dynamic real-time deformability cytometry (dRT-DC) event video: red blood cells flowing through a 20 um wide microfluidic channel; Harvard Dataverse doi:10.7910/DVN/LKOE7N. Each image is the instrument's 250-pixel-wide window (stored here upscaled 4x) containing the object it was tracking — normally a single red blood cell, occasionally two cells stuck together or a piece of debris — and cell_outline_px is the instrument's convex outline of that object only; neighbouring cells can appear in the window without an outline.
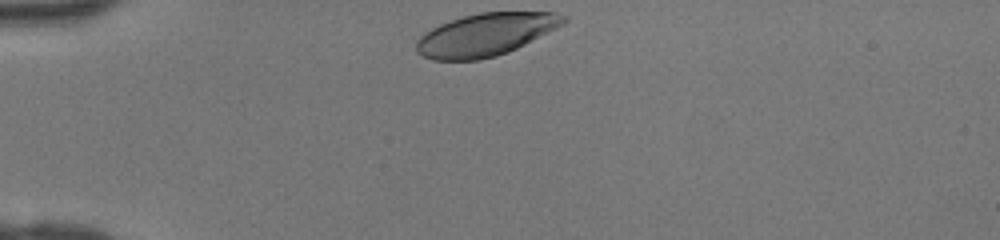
{"species": "human", "species_latin": "Homo sapiens", "temperature_condition": "room temperature", "stored_images_in_passage": 28, "camera_frame_rate_fps": 3000, "um_per_image_px": 0.085, "donor": {"sex": "female"}, "frame": {"image": 1, "passage_image": 1, "time_ms": 0.0, "image_size_px": [1000, 240], "cell_outline_px": [[568, 20], [564, 24], [508, 52], [496, 56], [480, 60], [432, 60], [420, 56], [416, 52], [416, 40], [424, 32], [440, 24], [464, 16], [480, 12], [556, 12], [568, 16]], "centroid_in_image_um": [41.26, 2.95], "position_along_channel_um": 43.7, "area_um2": 36.59}}
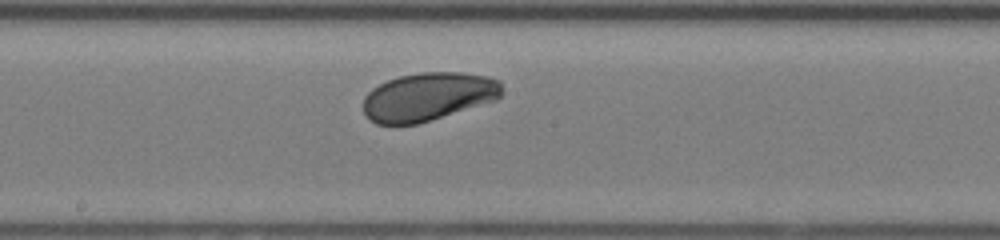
{"frame": {"image": 2, "passage_image": 15, "time_ms": 4.667, "image_size_px": [1000, 240], "cell_outline_px": [[504, 92], [496, 100], [416, 124], [376, 124], [364, 116], [364, 96], [372, 88], [388, 80], [400, 76], [420, 72], [460, 72], [488, 76], [500, 80]], "centroid_in_image_um": [36.4, 8.2], "position_along_channel_um": 211.8, "area_um2": 39.02}}
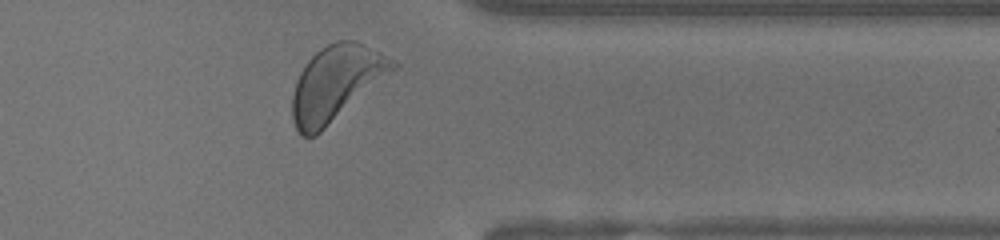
{"frame": {"image": 3, "passage_image": 27, "time_ms": 8.667, "image_size_px": [1000, 240], "cell_outline_px": [[400, 64], [396, 68], [316, 136], [300, 136], [292, 120], [292, 96], [296, 80], [300, 72], [308, 60], [320, 48], [336, 40], [352, 40], [364, 44], [380, 52]], "centroid_in_image_um": [28.53, 7.07], "position_along_channel_um": 382.9, "area_um2": 43.47}}